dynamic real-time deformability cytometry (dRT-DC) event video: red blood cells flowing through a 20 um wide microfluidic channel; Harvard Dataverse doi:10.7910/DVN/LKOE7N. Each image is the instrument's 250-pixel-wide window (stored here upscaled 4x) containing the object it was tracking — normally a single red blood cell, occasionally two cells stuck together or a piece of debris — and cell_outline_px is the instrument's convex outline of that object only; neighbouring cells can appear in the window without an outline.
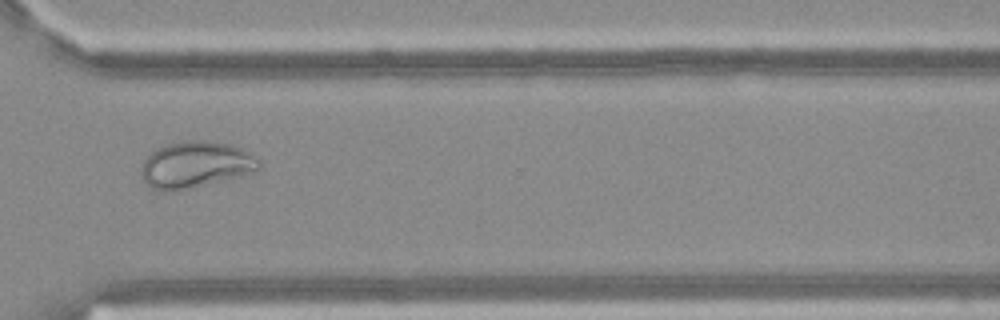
{"species": "Egyptian fruit bat (a non-hibernating species)", "species_latin": "Rousettus aegyptiacus", "temperature_condition": "warm", "stored_images_in_passage": 52, "camera_frame_rate_fps": 3000, "um_per_image_px": 0.085, "frame": {"image": 1, "passage_image": 39, "time_ms": 12.667, "image_size_px": [1000, 320], "cell_outline_px": [[260, 168], [240, 176], [188, 188], [164, 192], [152, 188], [144, 180], [140, 172], [144, 160], [156, 148], [164, 144], [184, 140], [204, 140], [232, 144], [244, 148], [252, 152], [260, 160]], "centroid_in_image_um": [16.64, 13.96], "position_along_channel_um": 354.0, "area_um2": 31.96}}
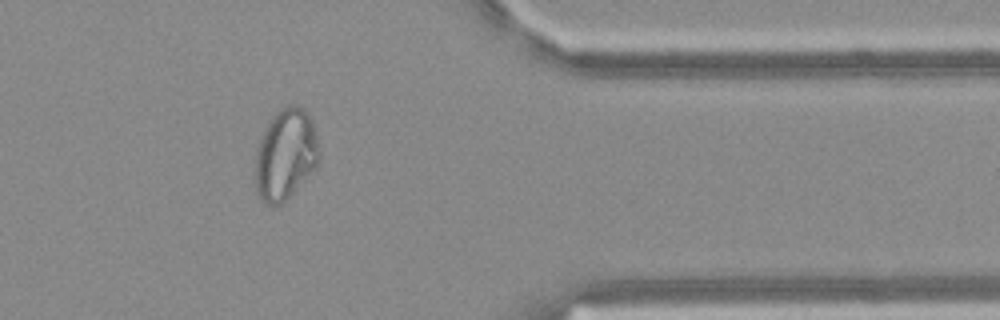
{"frame": {"image": 2, "passage_image": 43, "time_ms": 14.0, "image_size_px": [1000, 320], "cell_outline_px": [[320, 156], [316, 168], [280, 204], [272, 208], [264, 204], [260, 200], [256, 192], [256, 148], [264, 128], [268, 120], [280, 108], [288, 104], [296, 104], [304, 108], [308, 112], [312, 120], [320, 152]], "centroid_in_image_um": [24.26, 13.1], "position_along_channel_um": 387.1, "area_um2": 34.28}}
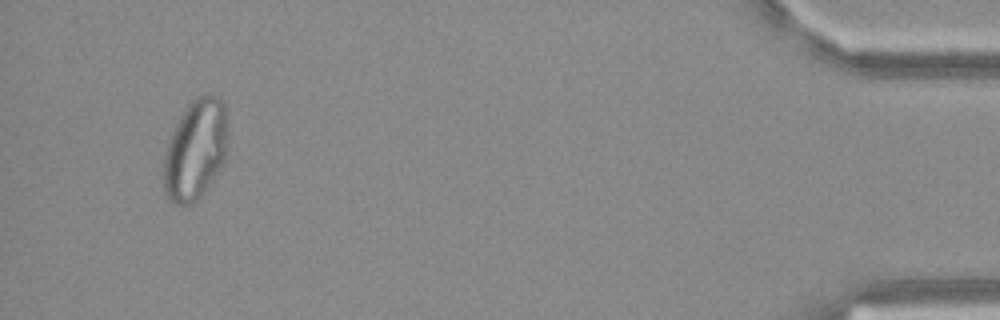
{"frame": {"image": 3, "passage_image": 50, "time_ms": 16.333, "image_size_px": [1000, 320], "cell_outline_px": [[228, 132], [224, 160], [200, 196], [192, 204], [172, 204], [168, 200], [164, 188], [164, 156], [168, 140], [180, 116], [188, 104], [196, 96], [204, 92], [208, 92], [220, 96], [224, 100], [228, 128]], "centroid_in_image_um": [16.62, 12.64], "position_along_channel_um": 418.6, "area_um2": 37.69}}